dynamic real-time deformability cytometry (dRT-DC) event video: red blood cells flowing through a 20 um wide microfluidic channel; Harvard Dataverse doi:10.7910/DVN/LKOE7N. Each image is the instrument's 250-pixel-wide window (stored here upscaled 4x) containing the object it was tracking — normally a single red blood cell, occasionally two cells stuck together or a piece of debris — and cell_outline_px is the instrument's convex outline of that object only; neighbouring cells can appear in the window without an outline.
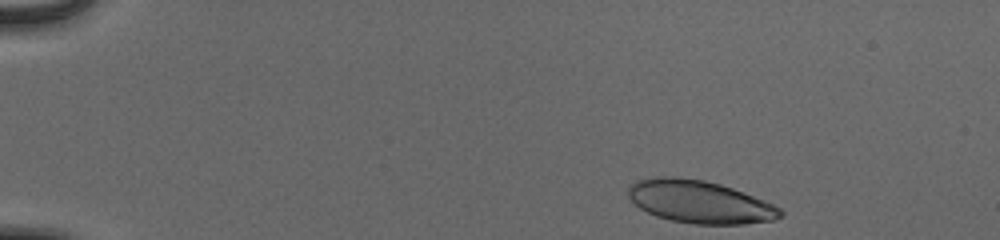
{"species": "human", "species_latin": "Homo sapiens", "temperature_condition": "cold", "stored_images_in_passage": 47, "camera_frame_rate_fps": 3000, "um_per_image_px": 0.085, "donor": {"sex": "male"}, "frame": {"image": 1, "passage_image": 1, "time_ms": 0.0, "image_size_px": [1000, 240], "cell_outline_px": [[784, 216], [772, 220], [744, 224], [692, 224], [672, 220], [656, 216], [640, 208], [628, 196], [628, 184], [636, 180], [656, 176], [672, 176], [704, 180], [720, 184], [732, 188], [764, 200], [780, 208], [784, 212]], "centroid_in_image_um": [59.45, 17.15], "position_along_channel_um": 25.5, "area_um2": 37.86}}
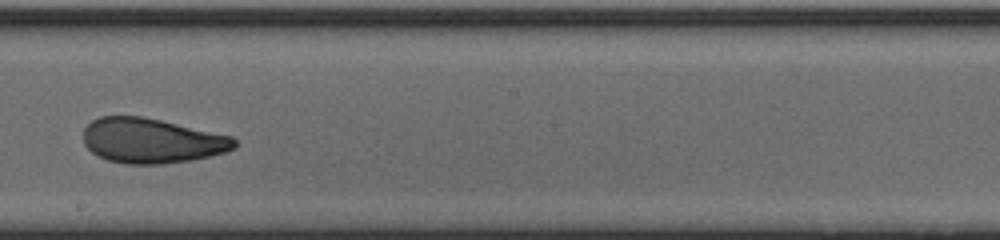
{"frame": {"image": 2, "passage_image": 26, "time_ms": 8.333, "image_size_px": [1000, 240], "cell_outline_px": [[236, 148], [228, 152], [192, 160], [160, 164], [124, 164], [108, 160], [92, 152], [84, 144], [84, 128], [92, 120], [100, 116], [144, 116], [232, 136], [236, 140]], "centroid_in_image_um": [12.91, 11.96], "position_along_channel_um": 235.3, "area_um2": 39.71}}
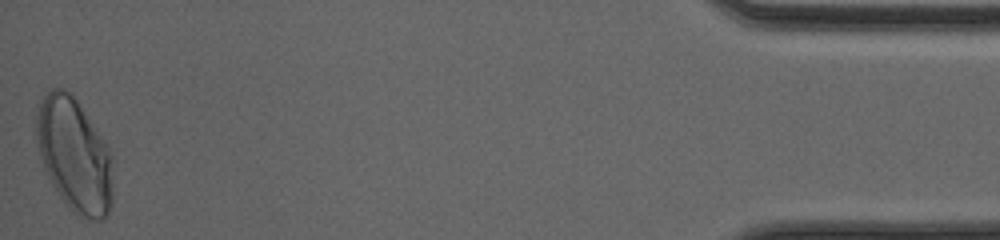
{"frame": {"image": 3, "passage_image": 47, "time_ms": 15.333, "image_size_px": [1000, 240], "cell_outline_px": [[112, 204], [108, 212], [100, 220], [92, 220], [80, 216], [72, 212], [68, 208], [52, 184], [44, 168], [36, 140], [36, 108], [40, 100], [52, 88], [64, 88], [72, 92], [104, 140], [112, 156]], "centroid_in_image_um": [6.31, 13.15], "position_along_channel_um": 428.9, "area_um2": 50.92}, "authors_computed_cell_mechanics": {"area_um2": 40.4022, "velocity_mm_per_s": 3.8849, "shape_relaxation_time_tau1_ms": 5.0206, "shape_relaxation_time_tau2_ms": 0.9624, "deformation_change_tau1": 0.1823, "deformation_change_tau2": 0.0718}}